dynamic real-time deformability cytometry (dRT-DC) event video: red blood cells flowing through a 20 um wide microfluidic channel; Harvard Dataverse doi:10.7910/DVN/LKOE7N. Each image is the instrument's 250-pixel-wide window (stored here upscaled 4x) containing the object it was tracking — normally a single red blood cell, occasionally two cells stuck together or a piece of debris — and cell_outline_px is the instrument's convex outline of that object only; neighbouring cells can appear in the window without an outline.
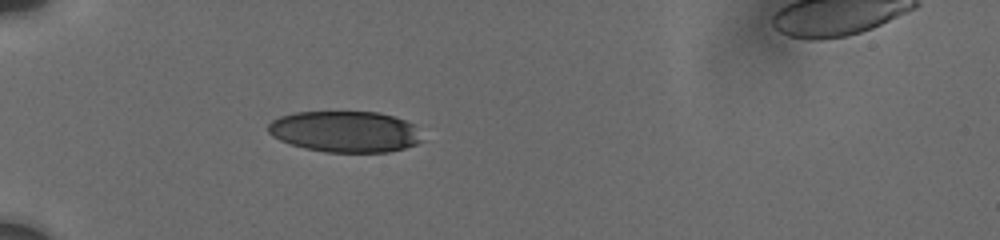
{"species": "human", "species_latin": "Homo sapiens", "temperature_condition": "cold", "stored_images_in_passage": 8, "camera_frame_rate_fps": 3000, "um_per_image_px": 0.085, "donor": {"sex": "male"}, "frame": {"image": 1, "passage_image": 1, "time_ms": 0.0, "image_size_px": [1000, 240], "cell_outline_px": [[424, 140], [416, 144], [404, 148], [388, 152], [324, 152], [304, 148], [280, 140], [272, 136], [268, 132], [268, 124], [272, 120], [280, 116], [296, 112], [380, 112], [416, 124]], "centroid_in_image_um": [29.36, 11.19], "position_along_channel_um": 55.6, "area_um2": 37.17}}
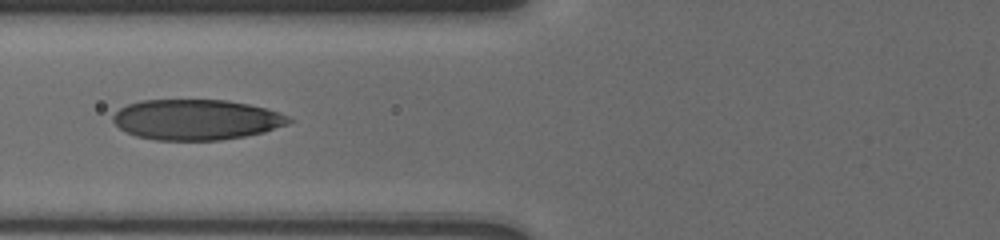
{"frame": {"image": 2, "passage_image": 7, "time_ms": 2.0, "image_size_px": [1000, 240], "cell_outline_px": [[292, 120], [288, 124], [264, 132], [244, 136], [220, 140], [156, 140], [136, 136], [120, 128], [112, 120], [112, 116], [120, 108], [128, 104], [140, 100], [228, 100], [248, 104], [280, 112], [288, 116]], "centroid_in_image_um": [16.68, 10.16], "position_along_channel_um": 109.1, "area_um2": 41.38}}